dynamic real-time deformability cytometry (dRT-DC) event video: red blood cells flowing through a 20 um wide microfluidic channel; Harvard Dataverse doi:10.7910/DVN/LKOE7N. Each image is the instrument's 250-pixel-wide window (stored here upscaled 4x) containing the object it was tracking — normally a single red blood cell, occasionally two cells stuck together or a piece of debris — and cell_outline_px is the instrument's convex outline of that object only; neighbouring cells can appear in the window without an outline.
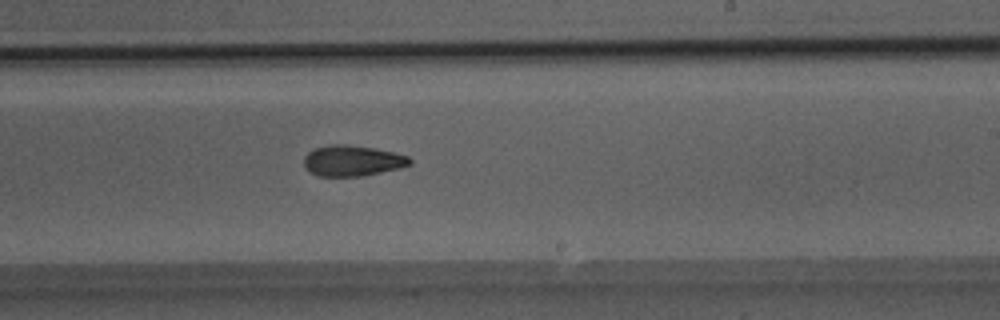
{"species": "Egyptian fruit bat (a non-hibernating species)", "species_latin": "Rousettus aegyptiacus", "temperature_condition": "room temperature", "stored_images_in_passage": 51, "camera_frame_rate_fps": 3000, "um_per_image_px": 0.085, "animal": {"sex": "male"}, "frame": {"image": 1, "passage_image": 31, "time_ms": 10.0, "image_size_px": [1000, 320], "cell_outline_px": [[412, 164], [400, 168], [364, 176], [320, 176], [308, 172], [304, 168], [304, 156], [312, 148], [332, 144], [344, 144], [372, 148], [392, 152], [408, 156], [412, 160]], "centroid_in_image_um": [29.92, 13.67], "position_along_channel_um": 259.1, "area_um2": 19.13}}
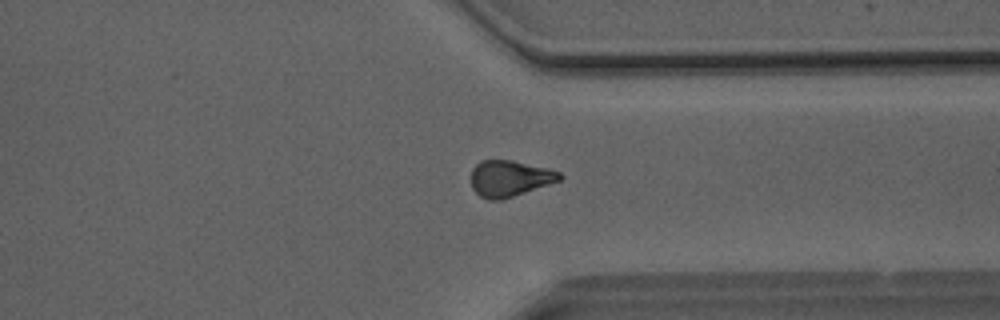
{"frame": {"image": 2, "passage_image": 39, "time_ms": 12.667, "image_size_px": [1000, 320], "cell_outline_px": [[564, 176], [560, 180], [500, 200], [488, 200], [480, 196], [472, 188], [472, 168], [480, 160], [512, 160], [548, 168], [560, 172]], "centroid_in_image_um": [43.31, 15.15], "position_along_channel_um": 368.1, "area_um2": 18.5}}
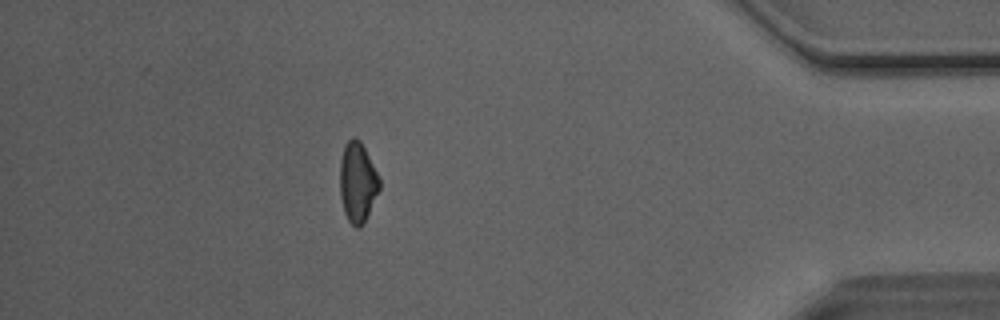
{"frame": {"image": 3, "passage_image": 45, "time_ms": 14.667, "image_size_px": [1000, 320], "cell_outline_px": [[380, 188], [364, 224], [360, 228], [356, 228], [348, 220], [344, 212], [340, 196], [340, 160], [344, 144], [352, 136], [356, 136], [360, 140], [380, 180]], "centroid_in_image_um": [30.37, 15.5], "position_along_channel_um": 404.8, "area_um2": 18.5}, "authors_computed_cell_mechanics": {"area_um2": 19.3052, "velocity_mm_per_s": 4.1019, "shape_relaxation_time_tau1_ms": 11.3615, "shape_relaxation_time_tau2_ms": 3.9701, "deformation_change_tau1": 0.2395, "deformation_change_tau2": 0.1093}}